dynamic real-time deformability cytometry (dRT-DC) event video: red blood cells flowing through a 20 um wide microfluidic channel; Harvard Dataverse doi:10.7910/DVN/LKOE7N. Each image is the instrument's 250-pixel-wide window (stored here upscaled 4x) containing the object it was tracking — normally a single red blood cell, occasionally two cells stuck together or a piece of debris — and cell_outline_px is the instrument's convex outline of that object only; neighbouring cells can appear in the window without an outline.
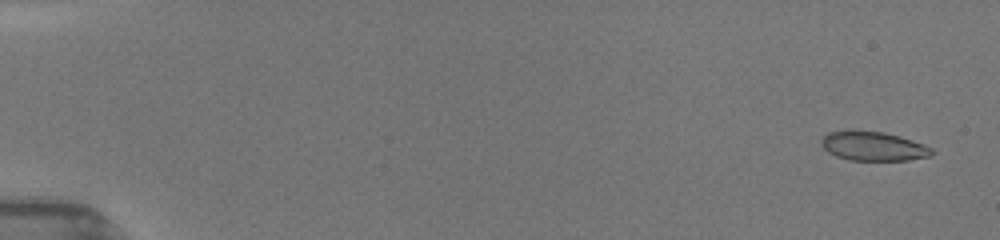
{"species": "common noctule bat (a hibernating species)", "species_latin": "Nyctalus noctula", "temperature_condition": "room temperature", "stored_images_in_passage": 47, "camera_frame_rate_fps": 3000, "um_per_image_px": 0.085, "animal": {"sex": "female", "body_mass_g": 19.5, "forearm_length_mm": 54.1}, "frame": {"image": 1, "passage_image": 2, "time_ms": 0.333, "image_size_px": [1000, 240], "cell_outline_px": [[936, 152], [932, 156], [908, 160], [848, 160], [836, 156], [828, 152], [820, 144], [820, 140], [828, 132], [852, 128], [884, 132], [900, 136], [924, 144], [932, 148]], "centroid_in_image_um": [74.21, 12.4], "position_along_channel_um": 10.8, "area_um2": 19.36}}
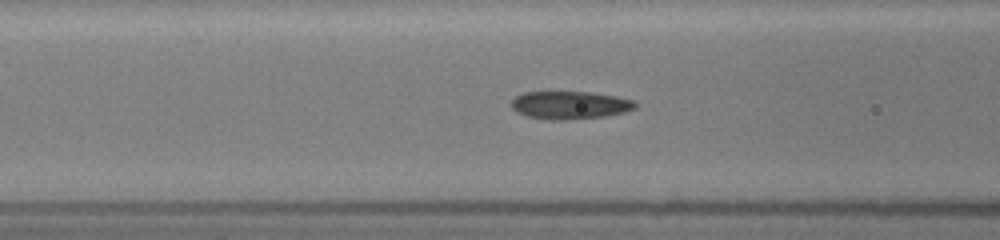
{"frame": {"image": 2, "passage_image": 20, "time_ms": 7.0, "image_size_px": [1000, 240], "cell_outline_px": [[636, 108], [624, 112], [604, 116], [564, 120], [552, 120], [528, 116], [516, 112], [512, 108], [512, 100], [516, 96], [524, 92], [592, 92], [616, 96], [636, 100]], "centroid_in_image_um": [48.46, 8.93], "position_along_channel_um": 118.1, "area_um2": 20.11}}
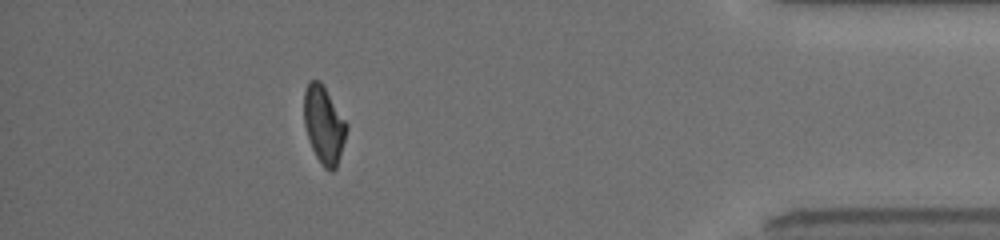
{"frame": {"image": 3, "passage_image": 42, "time_ms": 15.333, "image_size_px": [1000, 240], "cell_outline_px": [[348, 128], [336, 168], [332, 172], [324, 168], [320, 164], [312, 148], [304, 124], [304, 92], [308, 80], [320, 80], [348, 124]], "centroid_in_image_um": [27.53, 10.6], "position_along_channel_um": 407.7, "area_um2": 19.19}, "authors_computed_cell_mechanics": {"area_um2": 19.7676, "velocity_mm_per_s": 3.9645, "shape_relaxation_time_tau1_ms": 9.5637, "shape_relaxation_time_tau2_ms": 1.8514, "deformation_change_tau1": 0.2511, "deformation_change_tau2": 0.0668}}